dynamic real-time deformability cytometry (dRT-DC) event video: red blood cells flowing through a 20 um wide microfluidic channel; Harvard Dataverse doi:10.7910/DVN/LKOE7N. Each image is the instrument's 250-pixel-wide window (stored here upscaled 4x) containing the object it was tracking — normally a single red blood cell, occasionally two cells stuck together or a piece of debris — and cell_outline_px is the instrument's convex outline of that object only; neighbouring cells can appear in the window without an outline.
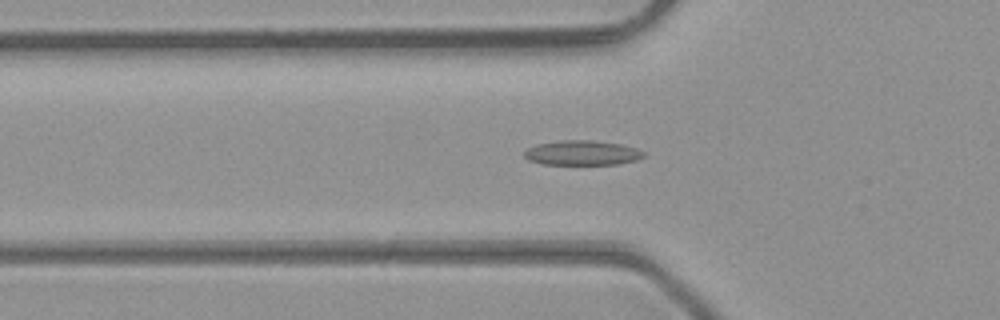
{"species": "common noctule bat (a hibernating species)", "species_latin": "Nyctalus noctula", "temperature_condition": "room temperature", "stored_images_in_passage": 48, "camera_frame_rate_fps": 3000, "um_per_image_px": 0.085, "animal": {"sex": "male", "body_mass_g": 23.1, "forearm_length_mm": 52.7}, "frame": {"image": 1, "passage_image": 17, "time_ms": 5.333, "image_size_px": [1000, 320], "cell_outline_px": [[644, 156], [636, 160], [620, 164], [544, 164], [528, 160], [524, 156], [524, 152], [528, 148], [536, 144], [560, 140], [592, 140], [620, 144], [636, 148], [644, 152]], "centroid_in_image_um": [49.47, 12.99], "position_along_channel_um": 76.3, "area_um2": 17.17}}
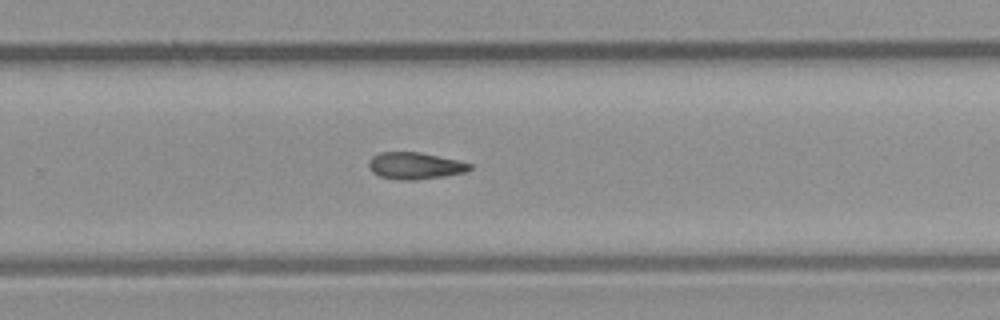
{"frame": {"image": 2, "passage_image": 32, "time_ms": 10.333, "image_size_px": [1000, 320], "cell_outline_px": [[472, 168], [468, 172], [444, 176], [416, 180], [400, 180], [380, 176], [372, 172], [368, 168], [368, 160], [372, 156], [380, 152], [420, 152], [456, 160], [472, 164]], "centroid_in_image_um": [35.26, 14.09], "position_along_channel_um": 294.5, "area_um2": 15.9}}
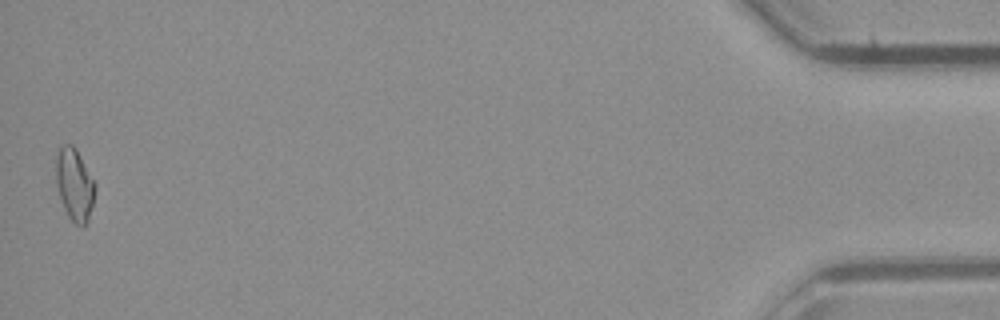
{"frame": {"image": 3, "passage_image": 48, "time_ms": 15.667, "image_size_px": [1000, 320], "cell_outline_px": [[96, 188], [88, 220], [84, 228], [76, 224], [68, 216], [64, 208], [56, 184], [56, 156], [60, 148], [64, 144], [72, 144], [76, 148], [96, 184]], "centroid_in_image_um": [6.34, 15.69], "position_along_channel_um": 428.9, "area_um2": 16.36}}